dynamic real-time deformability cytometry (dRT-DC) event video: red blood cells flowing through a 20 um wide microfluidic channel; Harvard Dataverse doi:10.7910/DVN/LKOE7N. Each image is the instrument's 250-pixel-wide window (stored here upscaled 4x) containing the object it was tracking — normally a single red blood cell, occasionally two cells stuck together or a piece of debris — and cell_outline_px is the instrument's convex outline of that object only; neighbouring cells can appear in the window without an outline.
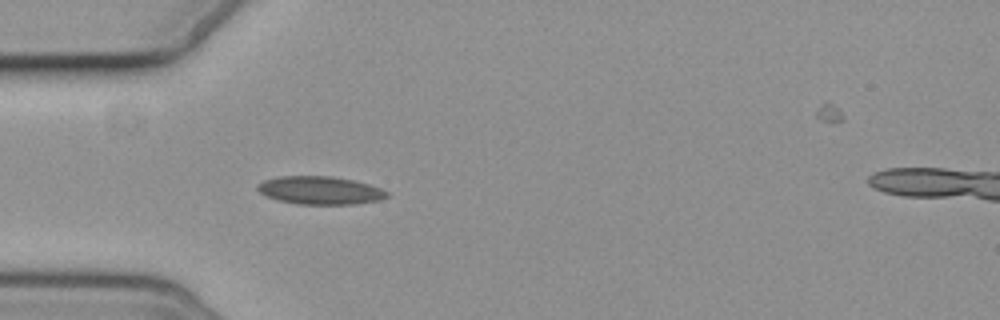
{"species": "common noctule bat (a hibernating species)", "species_latin": "Nyctalus noctula", "temperature_condition": "cold", "stored_images_in_passage": 4, "camera_frame_rate_fps": 3000, "um_per_image_px": 0.085, "animal": {"sex": "female", "body_mass_g": 19.3, "forearm_length_mm": 54.1}, "frame": {"image": 1, "passage_image": 3, "time_ms": 2.667, "image_size_px": [1000, 320], "cell_outline_px": [[388, 196], [380, 200], [356, 204], [296, 204], [280, 200], [268, 196], [260, 192], [256, 188], [256, 184], [264, 180], [280, 176], [332, 176], [352, 180], [368, 184], [380, 188], [388, 192]], "centroid_in_image_um": [27.2, 16.18], "position_along_channel_um": 57.8, "area_um2": 21.04}}